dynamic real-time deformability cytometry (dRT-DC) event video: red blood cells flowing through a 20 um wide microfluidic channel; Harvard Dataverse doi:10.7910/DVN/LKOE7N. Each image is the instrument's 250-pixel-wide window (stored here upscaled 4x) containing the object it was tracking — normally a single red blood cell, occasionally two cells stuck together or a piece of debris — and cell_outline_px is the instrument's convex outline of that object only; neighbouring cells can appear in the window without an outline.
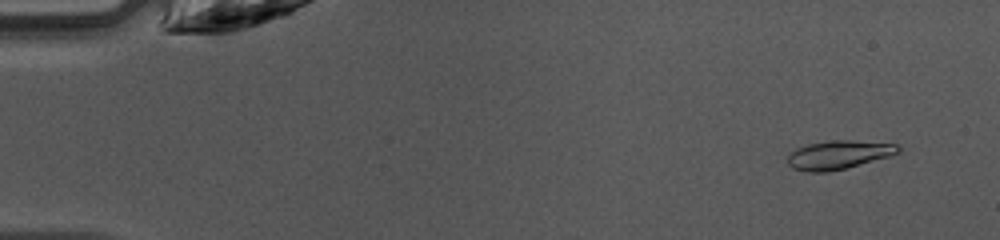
{"species": "common noctule bat (a hibernating species)", "species_latin": "Nyctalus noctula", "temperature_condition": "warm", "stored_images_in_passage": 48, "camera_frame_rate_fps": 3000, "um_per_image_px": 0.085, "animal": {"sex": "female", "body_mass_g": 10.0, "forearm_length_mm": 53.1}, "frame": {"image": 1, "passage_image": 4, "time_ms": 1.0, "image_size_px": [1000, 240], "cell_outline_px": [[900, 152], [888, 156], [844, 168], [828, 172], [808, 172], [792, 168], [788, 164], [788, 156], [796, 148], [808, 144], [828, 140], [848, 140], [896, 144], [900, 148]], "centroid_in_image_um": [71.23, 13.15], "position_along_channel_um": 13.8, "area_um2": 18.15}}
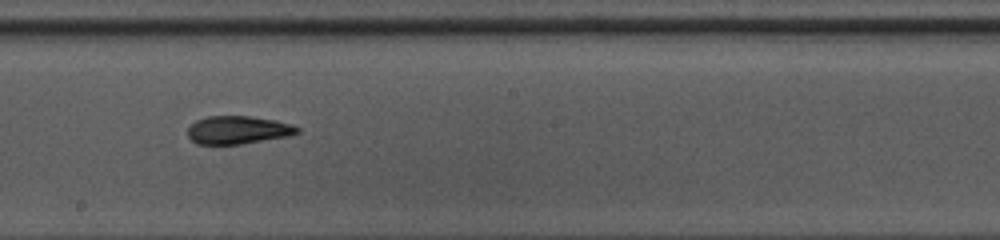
{"frame": {"image": 2, "passage_image": 27, "time_ms": 8.667, "image_size_px": [1000, 240], "cell_outline_px": [[300, 132], [288, 136], [240, 144], [196, 144], [188, 136], [188, 128], [196, 120], [208, 116], [248, 116], [276, 120], [292, 124], [300, 128]], "centroid_in_image_um": [20.24, 11.04], "position_along_channel_um": 228.0, "area_um2": 17.86}}
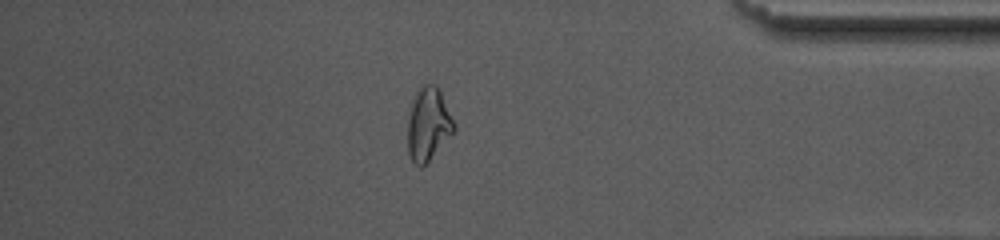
{"frame": {"image": 3, "passage_image": 41, "time_ms": 13.333, "image_size_px": [1000, 240], "cell_outline_px": [[456, 128], [428, 160], [420, 168], [412, 160], [408, 152], [408, 120], [412, 104], [416, 92], [420, 84], [436, 84], [456, 124]], "centroid_in_image_um": [36.4, 10.52], "position_along_channel_um": 398.8, "area_um2": 19.25}}